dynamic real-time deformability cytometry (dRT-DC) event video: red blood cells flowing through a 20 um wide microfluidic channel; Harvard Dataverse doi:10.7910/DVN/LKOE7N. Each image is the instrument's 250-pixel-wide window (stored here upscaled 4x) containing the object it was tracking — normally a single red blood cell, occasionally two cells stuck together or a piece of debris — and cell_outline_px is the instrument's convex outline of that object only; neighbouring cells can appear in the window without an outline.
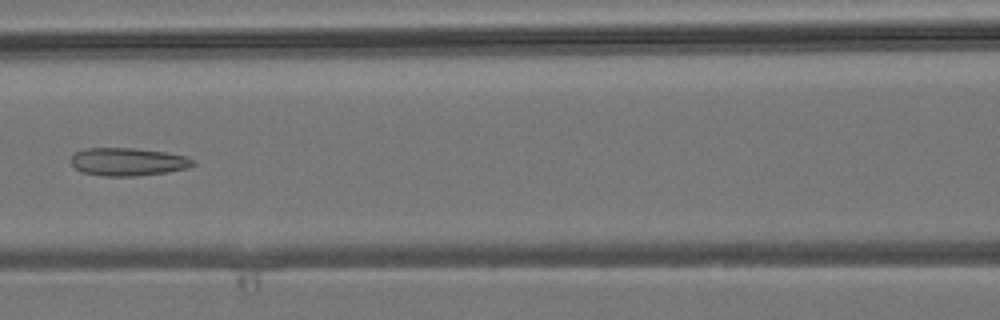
{"species": "common noctule bat (a hibernating species)", "species_latin": "Nyctalus noctula", "temperature_condition": "room temperature", "stored_images_in_passage": 5, "camera_frame_rate_fps": 3000, "um_per_image_px": 0.085, "animal": {"sex": "male", "body_mass_g": 19.2, "forearm_length_mm": 51.8}, "frame": {"image": 1, "passage_image": 4, "time_ms": 3.667, "image_size_px": [1000, 320], "cell_outline_px": [[196, 164], [188, 168], [164, 172], [136, 176], [104, 176], [80, 172], [72, 164], [72, 156], [76, 152], [84, 148], [132, 148], [164, 152], [184, 156], [196, 160]], "centroid_in_image_um": [10.87, 13.75], "position_along_channel_um": 155.7, "area_um2": 19.77}}
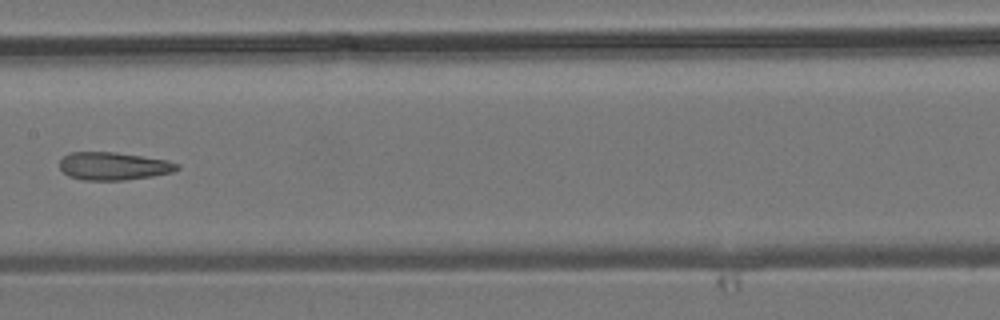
{"frame": {"image": 2, "passage_image": 5, "time_ms": 4.667, "image_size_px": [1000, 320], "cell_outline_px": [[180, 168], [172, 172], [152, 176], [124, 180], [80, 180], [68, 176], [60, 168], [60, 160], [64, 156], [72, 152], [112, 152], [168, 160], [180, 164]], "centroid_in_image_um": [9.65, 14.12], "position_along_channel_um": 197.7, "area_um2": 19.02}}